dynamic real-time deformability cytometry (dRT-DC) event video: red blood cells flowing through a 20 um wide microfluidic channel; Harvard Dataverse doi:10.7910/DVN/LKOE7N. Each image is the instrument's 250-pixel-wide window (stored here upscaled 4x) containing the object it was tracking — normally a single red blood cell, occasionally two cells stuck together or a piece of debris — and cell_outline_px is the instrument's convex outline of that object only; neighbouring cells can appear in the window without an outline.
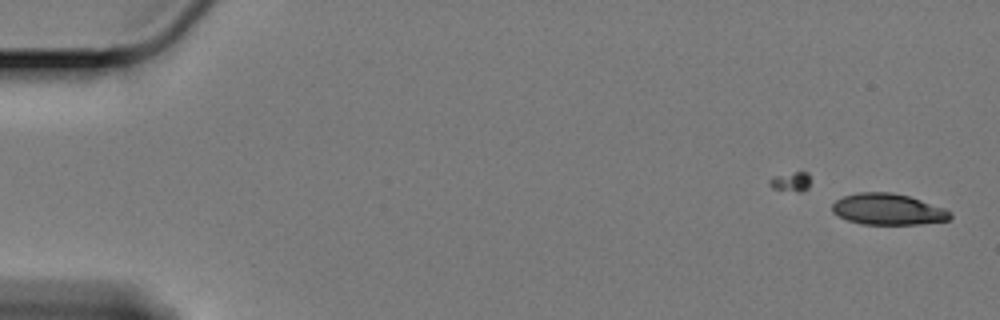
{"species": "Egyptian fruit bat (a non-hibernating species)", "species_latin": "Rousettus aegyptiacus", "temperature_condition": "cold", "stored_images_in_passage": 36, "camera_frame_rate_fps": 3000, "um_per_image_px": 0.085, "animal": {"sex": "female"}, "frame": {"image": 1, "passage_image": 1, "time_ms": 0.0, "image_size_px": [1000, 320], "cell_outline_px": [[952, 216], [948, 220], [920, 224], [860, 224], [848, 220], [832, 212], [832, 204], [836, 200], [844, 196], [860, 192], [892, 192], [908, 196], [944, 208], [952, 212]], "centroid_in_image_um": [75.48, 17.79], "position_along_channel_um": 9.5, "area_um2": 21.33}}
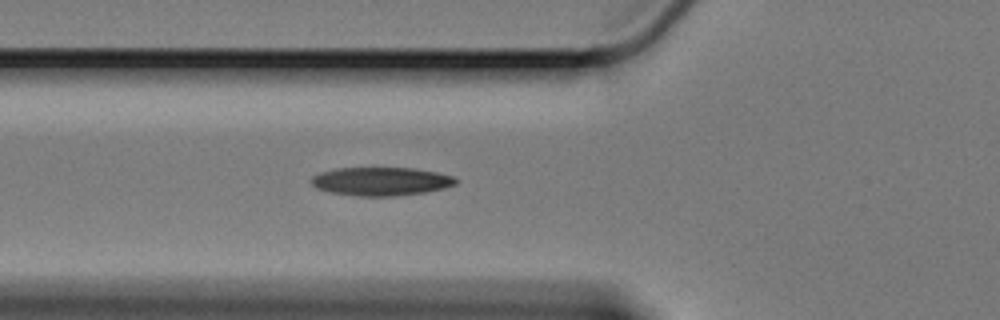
{"frame": {"image": 2, "passage_image": 21, "time_ms": 6.667, "image_size_px": [1000, 320], "cell_outline_px": [[460, 180], [456, 184], [444, 188], [424, 192], [392, 196], [360, 196], [328, 192], [316, 188], [308, 180], [312, 176], [320, 172], [336, 168], [416, 168], [436, 172], [452, 176]], "centroid_in_image_um": [32.36, 15.41], "position_along_channel_um": 93.4, "area_um2": 24.04}}
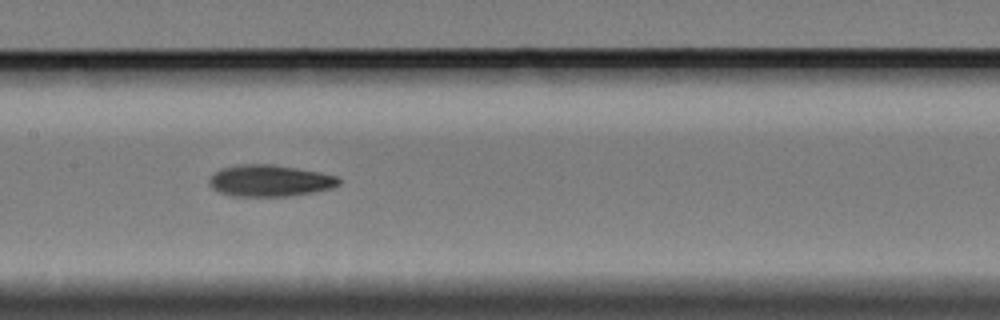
{"frame": {"image": 3, "passage_image": 29, "time_ms": 9.333, "image_size_px": [1000, 320], "cell_outline_px": [[344, 180], [340, 184], [332, 188], [316, 192], [288, 196], [232, 196], [220, 192], [212, 188], [208, 184], [208, 180], [220, 168], [240, 164], [272, 164], [320, 172], [340, 176]], "centroid_in_image_um": [22.99, 15.36], "position_along_channel_um": 184.4, "area_um2": 24.16}}